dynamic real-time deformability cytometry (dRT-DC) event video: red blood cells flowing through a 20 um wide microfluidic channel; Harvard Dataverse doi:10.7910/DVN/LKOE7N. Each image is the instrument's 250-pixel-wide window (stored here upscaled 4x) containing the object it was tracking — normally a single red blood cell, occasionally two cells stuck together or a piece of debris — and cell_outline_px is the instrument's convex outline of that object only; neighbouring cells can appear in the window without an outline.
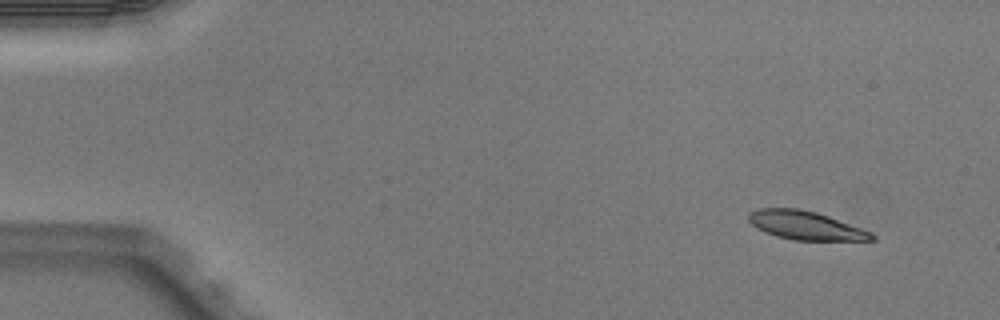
{"species": "Egyptian fruit bat (a non-hibernating species)", "species_latin": "Rousettus aegyptiacus", "temperature_condition": "warm", "stored_images_in_passage": 3, "camera_frame_rate_fps": 3000, "um_per_image_px": 0.085, "animal": {"sex": "male"}, "frame": {"image": 1, "passage_image": 1, "time_ms": 0.0, "image_size_px": [1000, 320], "cell_outline_px": [[876, 240], [792, 240], [776, 236], [764, 232], [756, 228], [748, 220], [748, 212], [760, 208], [800, 208], [816, 212], [828, 216], [872, 232], [876, 236]], "centroid_in_image_um": [68.45, 19.16], "position_along_channel_um": 16.6, "area_um2": 20.58}}
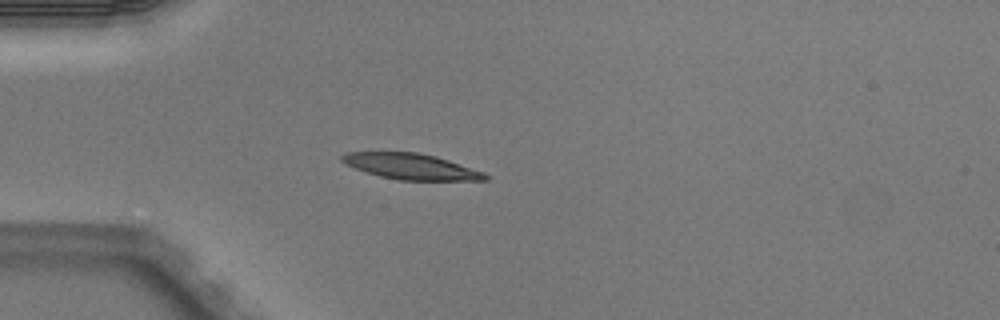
{"frame": {"image": 2, "passage_image": 3, "time_ms": 0.667, "image_size_px": [1000, 320], "cell_outline_px": [[488, 180], [396, 180], [380, 176], [356, 168], [340, 160], [340, 156], [344, 152], [416, 152], [436, 156], [484, 172], [488, 176]], "centroid_in_image_um": [34.94, 14.14], "position_along_channel_um": 50.1, "area_um2": 21.33}}